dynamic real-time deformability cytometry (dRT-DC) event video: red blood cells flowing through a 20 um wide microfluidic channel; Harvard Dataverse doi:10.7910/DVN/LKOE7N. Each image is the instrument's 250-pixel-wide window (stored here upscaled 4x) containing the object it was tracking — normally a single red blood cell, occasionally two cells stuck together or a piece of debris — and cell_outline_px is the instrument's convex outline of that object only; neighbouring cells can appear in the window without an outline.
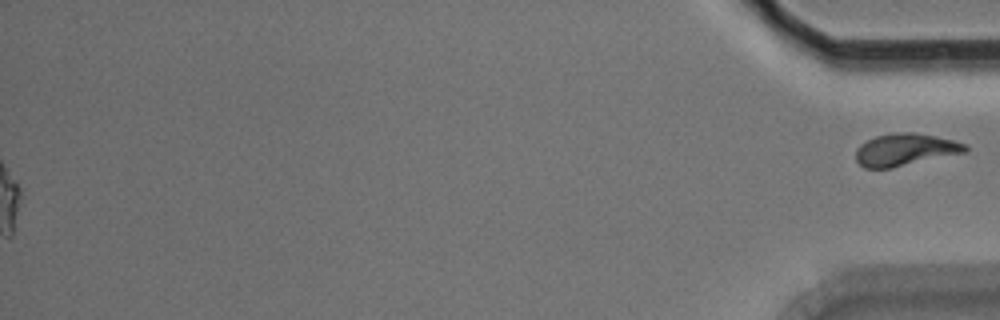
{"species": "Egyptian fruit bat (a non-hibernating species)", "species_latin": "Rousettus aegyptiacus", "temperature_condition": "room temperature", "stored_images_in_passage": 55, "segment_of_instrument_passage": [2, 2], "camera_frame_rate_fps": 3000, "um_per_image_px": 0.085, "animal": {"sex": "male"}, "frame": {"image": 1, "passage_image": 55, "time_ms": 18.0, "image_size_px": [1000, 320], "cell_outline_px": [[968, 152], [892, 168], [864, 168], [856, 160], [856, 148], [860, 144], [876, 136], [896, 132], [916, 132], [936, 136], [968, 144]], "centroid_in_image_um": [76.97, 12.72], "position_along_channel_um": 358.2, "area_um2": 20.75}}